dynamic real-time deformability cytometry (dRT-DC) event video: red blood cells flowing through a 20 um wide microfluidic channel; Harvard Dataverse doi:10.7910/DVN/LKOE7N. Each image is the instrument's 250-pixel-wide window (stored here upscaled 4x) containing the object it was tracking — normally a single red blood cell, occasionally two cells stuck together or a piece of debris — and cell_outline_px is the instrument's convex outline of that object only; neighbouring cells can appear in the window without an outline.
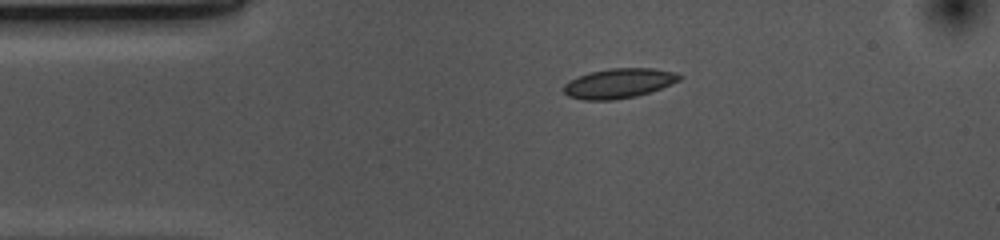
{"species": "common noctule bat (a hibernating species)", "species_latin": "Nyctalus noctula", "temperature_condition": "cold", "stored_images_in_passage": 44, "camera_frame_rate_fps": 3000, "um_per_image_px": 0.085, "animal": {"sex": "female", "body_mass_g": 10.0, "forearm_length_mm": 53.1}, "frame": {"image": 1, "passage_image": 1, "time_ms": 0.0, "image_size_px": [1000, 240], "cell_outline_px": [[684, 76], [680, 80], [660, 88], [636, 96], [612, 100], [584, 100], [568, 96], [564, 92], [564, 84], [568, 80], [588, 72], [612, 68], [652, 68], [676, 72]], "centroid_in_image_um": [52.59, 7.07], "position_along_channel_um": 32.4, "area_um2": 20.06}}
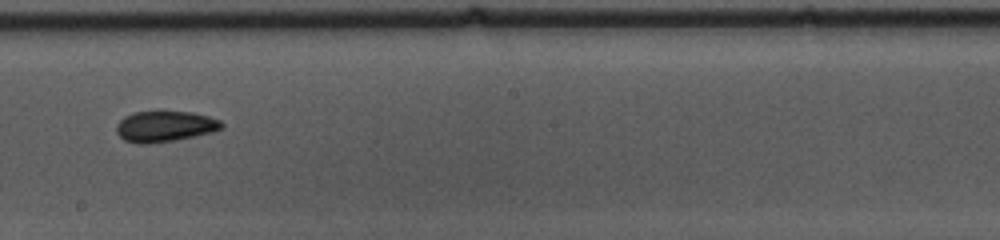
{"frame": {"image": 2, "passage_image": 20, "time_ms": 6.333, "image_size_px": [1000, 240], "cell_outline_px": [[224, 128], [212, 132], [172, 140], [148, 144], [136, 144], [124, 140], [116, 132], [116, 124], [124, 116], [132, 112], [156, 108], [192, 112], [208, 116], [220, 120], [224, 124]], "centroid_in_image_um": [13.97, 10.68], "position_along_channel_um": 234.2, "area_um2": 19.71}}
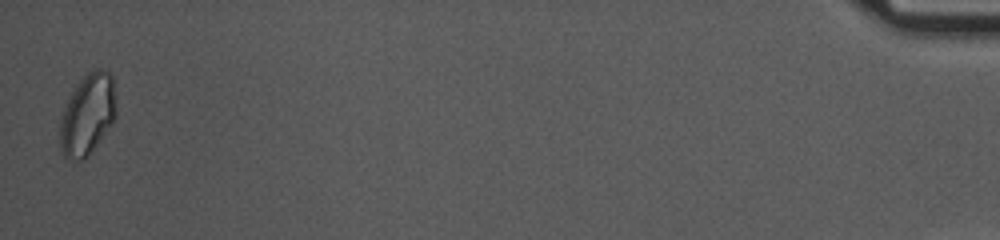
{"frame": {"image": 3, "passage_image": 44, "time_ms": 14.333, "image_size_px": [1000, 240], "cell_outline_px": [[116, 116], [112, 124], [88, 156], [84, 160], [68, 160], [64, 156], [60, 148], [60, 120], [64, 108], [72, 92], [80, 80], [88, 72], [96, 68], [104, 68], [112, 76], [116, 104]], "centroid_in_image_um": [7.45, 9.74], "position_along_channel_um": 427.8, "area_um2": 26.59}, "authors_computed_cell_mechanics": {"area_um2": 19.1896, "velocity_mm_per_s": 3.6662, "shape_relaxation_time_tau1_ms": 4.9963, "shape_relaxation_time_tau2_ms": 8.566, "deformation_change_tau1": 0.0931, "deformation_change_tau2": 0.0943}}